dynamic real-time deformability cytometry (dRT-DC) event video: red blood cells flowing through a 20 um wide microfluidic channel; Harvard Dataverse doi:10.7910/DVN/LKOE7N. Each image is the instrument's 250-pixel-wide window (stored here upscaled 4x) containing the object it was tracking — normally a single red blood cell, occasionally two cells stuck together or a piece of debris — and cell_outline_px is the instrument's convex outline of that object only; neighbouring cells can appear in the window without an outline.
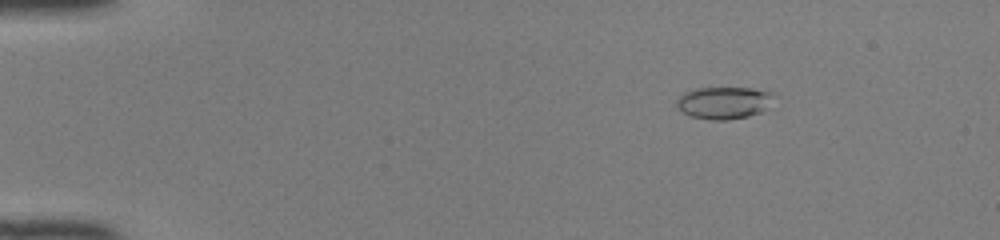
{"species": "common noctule bat (a hibernating species)", "species_latin": "Nyctalus noctula", "temperature_condition": "room temperature", "stored_images_in_passage": 46, "camera_frame_rate_fps": 3000, "um_per_image_px": 0.085, "animal": {"sex": "female", "body_mass_g": 22.0, "forearm_length_mm": 56.7}, "frame": {"image": 1, "passage_image": 8, "time_ms": 2.333, "image_size_px": [1000, 240], "cell_outline_px": [[772, 92], [764, 108], [760, 112], [748, 116], [728, 120], [712, 120], [692, 116], [684, 112], [676, 104], [676, 100], [684, 92], [696, 88], [752, 88]], "centroid_in_image_um": [61.45, 8.73], "position_along_channel_um": 23.5, "area_um2": 17.69}}
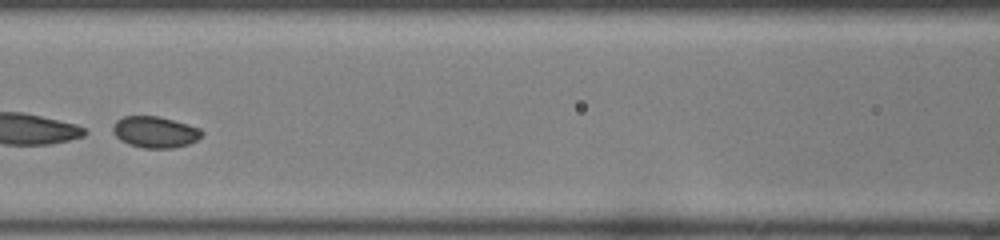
{"frame": {"image": 2, "passage_image": 21, "time_ms": 6.667, "image_size_px": [1000, 240], "cell_outline_px": [[204, 132], [196, 140], [188, 144], [172, 148], [144, 148], [128, 144], [120, 140], [112, 132], [112, 128], [116, 120], [124, 116], [156, 116], [172, 120], [200, 128]], "centroid_in_image_um": [13.14, 11.23], "position_along_channel_um": 153.5, "area_um2": 16.13}}
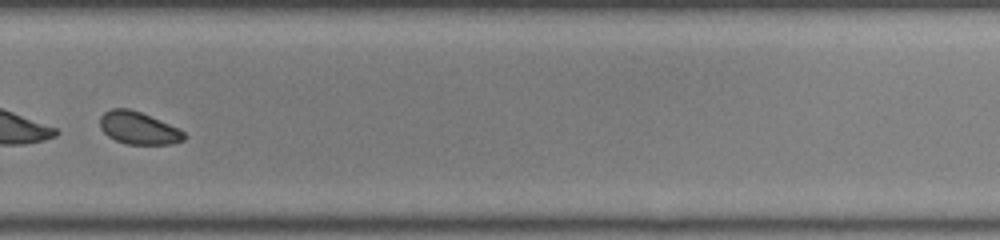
{"frame": {"image": 3, "passage_image": 33, "time_ms": 10.667, "image_size_px": [1000, 240], "cell_outline_px": [[184, 140], [172, 144], [128, 144], [116, 140], [108, 136], [100, 128], [100, 116], [104, 112], [112, 108], [128, 108], [140, 112], [168, 124], [184, 132]], "centroid_in_image_um": [11.73, 10.88], "position_along_channel_um": 318.1, "area_um2": 15.66}, "authors_computed_cell_mechanics": {"area_um2": 17.34, "velocity_mm_per_s": 4.1088, "shape_relaxation_time_tau1_ms": 0.2009, "shape_relaxation_time_tau2_ms": 4.1749, "deformation_change_tau1": 0.2736, "deformation_change_tau2": 0.0711}}